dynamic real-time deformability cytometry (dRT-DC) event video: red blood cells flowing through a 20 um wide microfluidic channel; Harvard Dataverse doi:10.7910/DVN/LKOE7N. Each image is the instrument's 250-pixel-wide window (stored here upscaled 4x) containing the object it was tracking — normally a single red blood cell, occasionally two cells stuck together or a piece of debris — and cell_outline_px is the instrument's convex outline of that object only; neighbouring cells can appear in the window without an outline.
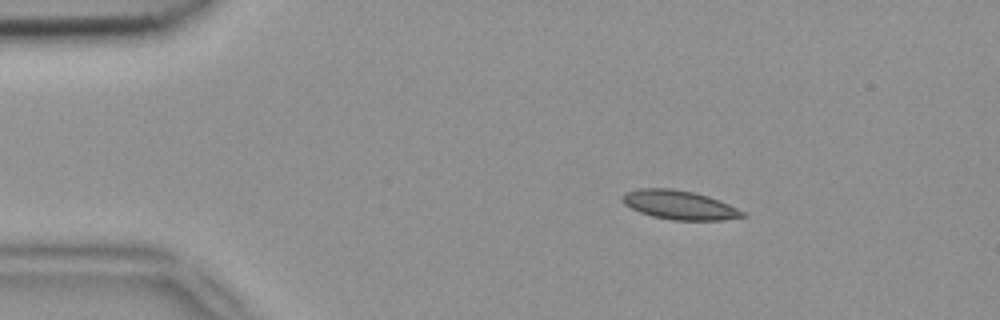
{"species": "common noctule bat (a hibernating species)", "species_latin": "Nyctalus noctula", "temperature_condition": "room temperature", "stored_images_in_passage": 44, "camera_frame_rate_fps": 3000, "um_per_image_px": 0.085, "animal": {"sex": "female", "body_mass_g": 18.4}, "frame": {"image": 1, "passage_image": 1, "time_ms": 0.0, "image_size_px": [1000, 320], "cell_outline_px": [[744, 216], [724, 220], [672, 220], [652, 216], [640, 212], [624, 204], [620, 200], [628, 192], [640, 188], [672, 188], [692, 192], [708, 196], [728, 204], [744, 212]], "centroid_in_image_um": [57.73, 17.42], "position_along_channel_um": 27.3, "area_um2": 20.0}}
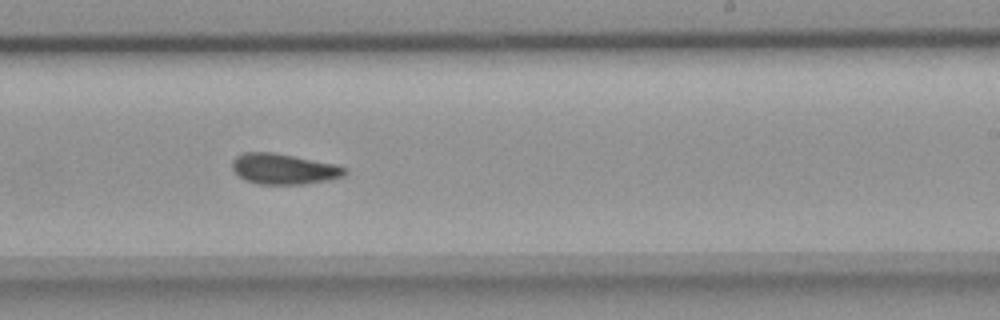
{"frame": {"image": 2, "passage_image": 24, "time_ms": 7.667, "image_size_px": [1000, 320], "cell_outline_px": [[348, 172], [344, 176], [328, 180], [308, 184], [260, 184], [248, 180], [240, 176], [232, 168], [232, 160], [236, 156], [244, 152], [272, 152], [332, 164], [344, 168]], "centroid_in_image_um": [24.1, 14.36], "position_along_channel_um": 264.9, "area_um2": 19.71}}
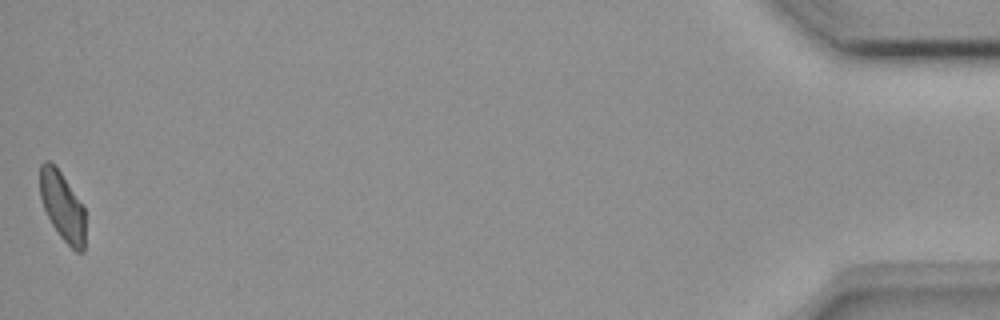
{"frame": {"image": 3, "passage_image": 44, "time_ms": 14.333, "image_size_px": [1000, 320], "cell_outline_px": [[84, 252], [76, 252], [60, 236], [52, 224], [44, 208], [40, 196], [40, 164], [44, 160], [48, 160], [60, 172], [84, 208]], "centroid_in_image_um": [5.29, 17.54], "position_along_channel_um": 429.9, "area_um2": 17.74}, "authors_computed_cell_mechanics": {"area_um2": 19.7098, "velocity_mm_per_s": 3.9011, "shape_relaxation_time_tau1_ms": null, "shape_relaxation_time_tau2_ms": 5.0466, "deformation_change_tau1": null, "deformation_change_tau2": 0.083}}